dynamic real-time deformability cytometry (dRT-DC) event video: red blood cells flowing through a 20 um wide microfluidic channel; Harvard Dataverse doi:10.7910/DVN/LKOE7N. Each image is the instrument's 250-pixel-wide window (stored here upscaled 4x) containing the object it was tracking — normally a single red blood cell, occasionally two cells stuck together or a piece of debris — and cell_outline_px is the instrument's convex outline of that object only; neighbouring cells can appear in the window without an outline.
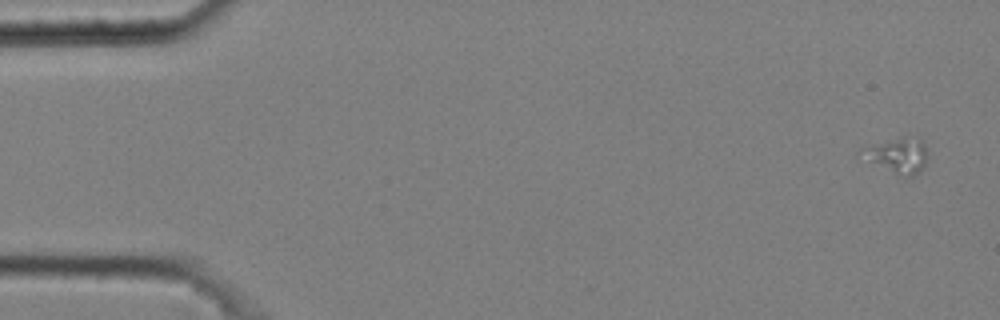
{"species": "common noctule bat (a hibernating species)", "species_latin": "Nyctalus noctula", "temperature_condition": "cold", "stored_images_in_passage": 5, "camera_frame_rate_fps": 3000, "um_per_image_px": 0.085, "animal": {"sex": "male", "body_mass_g": 20.4}, "frame": {"image": 1, "passage_image": 1, "time_ms": 0.0, "image_size_px": [1000, 320], "cell_outline_px": [[928, 156], [920, 172], [912, 176], [908, 176], [896, 172], [856, 156], [856, 152], [860, 148], [896, 140], [920, 136], [924, 144]], "centroid_in_image_um": [76.29, 13.2], "position_along_channel_um": 8.7, "area_um2": 13.01}}